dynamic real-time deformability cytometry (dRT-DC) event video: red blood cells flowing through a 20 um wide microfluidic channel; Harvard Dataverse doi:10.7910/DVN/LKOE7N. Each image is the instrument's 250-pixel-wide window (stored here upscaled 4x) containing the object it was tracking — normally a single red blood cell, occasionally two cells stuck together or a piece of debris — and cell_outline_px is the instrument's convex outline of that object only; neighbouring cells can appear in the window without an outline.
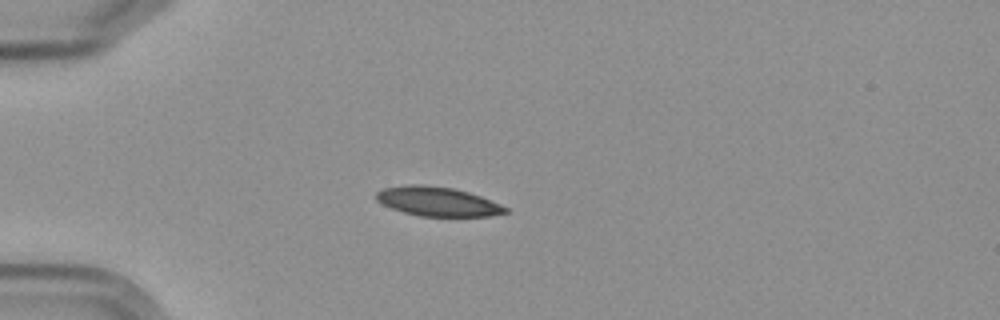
{"species": "Egyptian fruit bat (a non-hibernating species)", "species_latin": "Rousettus aegyptiacus", "temperature_condition": "cold", "stored_images_in_passage": 14, "camera_frame_rate_fps": 3000, "um_per_image_px": 0.085, "frame": {"image": 1, "passage_image": 3, "time_ms": 3.333, "image_size_px": [1000, 320], "cell_outline_px": [[508, 212], [488, 216], [420, 216], [404, 212], [392, 208], [376, 200], [376, 192], [384, 188], [408, 184], [424, 184], [452, 188], [468, 192], [480, 196], [500, 204], [508, 208]], "centroid_in_image_um": [37.18, 17.12], "position_along_channel_um": 47.8, "area_um2": 21.85}}
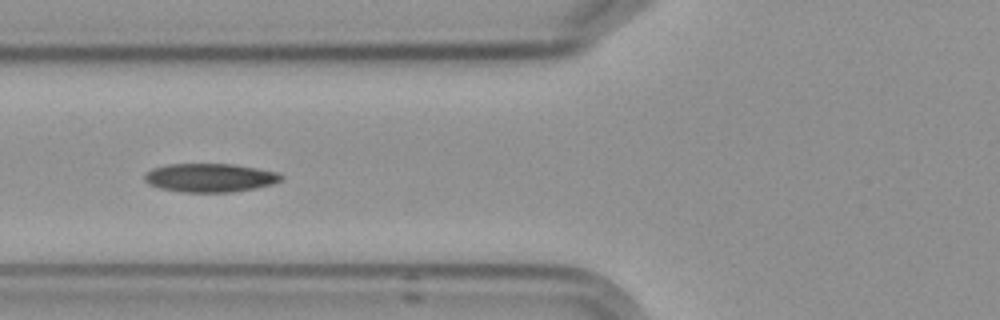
{"frame": {"image": 2, "passage_image": 5, "time_ms": 5.667, "image_size_px": [1000, 320], "cell_outline_px": [[284, 180], [272, 184], [256, 188], [232, 192], [184, 192], [160, 188], [148, 184], [144, 180], [144, 176], [152, 168], [168, 164], [236, 164], [280, 172], [284, 176]], "centroid_in_image_um": [17.91, 15.1], "position_along_channel_um": 107.9, "area_um2": 23.0}}
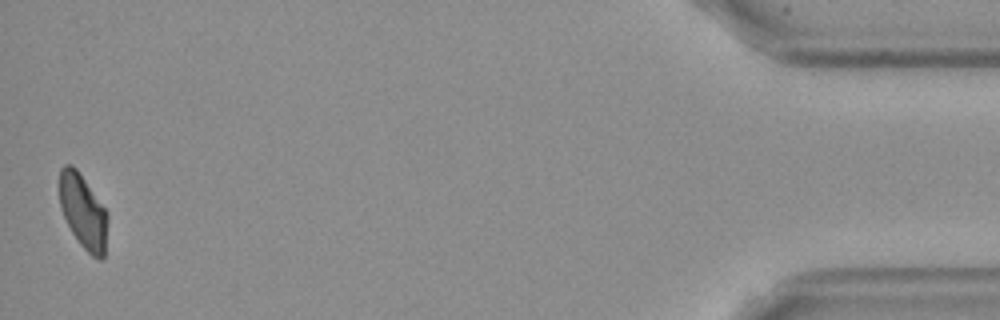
{"frame": {"image": 3, "passage_image": 14, "time_ms": 17.0, "image_size_px": [1000, 320], "cell_outline_px": [[108, 216], [104, 256], [100, 260], [92, 256], [80, 244], [72, 232], [60, 208], [60, 168], [64, 164], [72, 164], [76, 168], [108, 212]], "centroid_in_image_um": [7.07, 17.97], "position_along_channel_um": 428.1, "area_um2": 20.69}, "authors_computed_cell_mechanics": {"area_um2": 21.9351, "velocity_mm_per_s": 3.5579, "shape_relaxation_time_tau1_ms": 3.4146, "shape_relaxation_time_tau2_ms": 2.4185, "deformation_change_tau1": 0.0955, "deformation_change_tau2": 0.0675}}